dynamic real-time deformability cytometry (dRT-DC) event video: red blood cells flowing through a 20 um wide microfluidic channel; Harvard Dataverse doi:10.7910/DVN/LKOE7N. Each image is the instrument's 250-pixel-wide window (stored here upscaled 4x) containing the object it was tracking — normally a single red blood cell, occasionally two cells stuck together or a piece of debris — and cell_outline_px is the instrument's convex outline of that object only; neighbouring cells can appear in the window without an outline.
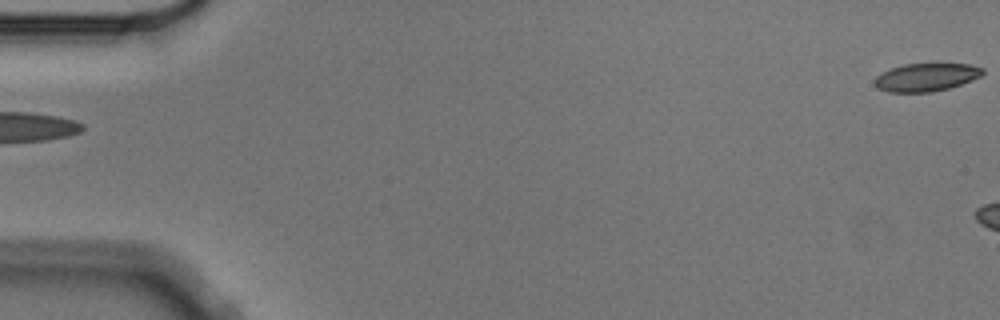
{"species": "Egyptian fruit bat (a non-hibernating species)", "species_latin": "Rousettus aegyptiacus", "temperature_condition": "cold", "stored_images_in_passage": 6, "segment_of_instrument_passage": [2, 2], "camera_frame_rate_fps": 3000, "um_per_image_px": 0.085, "animal": {"sex": "male"}, "frame": {"image": 1, "passage_image": 6, "time_ms": 1.667, "image_size_px": [1000, 320], "cell_outline_px": [[984, 72], [980, 76], [972, 80], [948, 88], [932, 92], [888, 92], [876, 88], [876, 76], [880, 72], [904, 64], [968, 64], [984, 68]], "centroid_in_image_um": [78.71, 6.57], "position_along_channel_um": 6.3, "area_um2": 17.51}}